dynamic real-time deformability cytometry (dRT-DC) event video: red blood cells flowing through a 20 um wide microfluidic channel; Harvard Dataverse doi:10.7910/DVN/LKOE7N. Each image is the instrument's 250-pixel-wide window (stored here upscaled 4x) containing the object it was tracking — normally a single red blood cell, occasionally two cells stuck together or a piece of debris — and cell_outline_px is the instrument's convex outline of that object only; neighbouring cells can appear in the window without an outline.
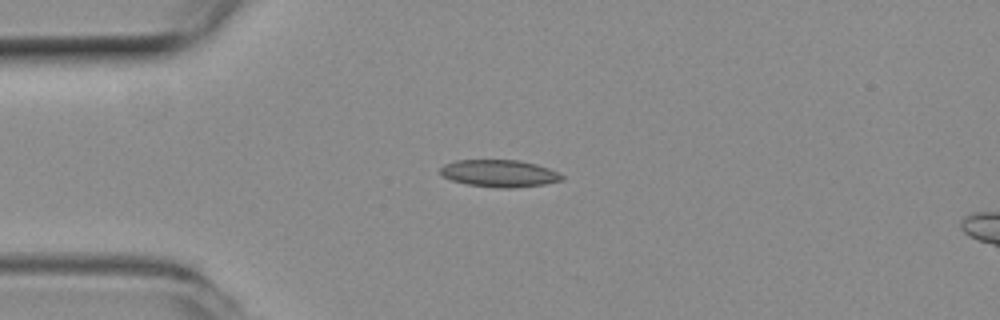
{"species": "common noctule bat (a hibernating species)", "species_latin": "Nyctalus noctula", "temperature_condition": "room temperature", "stored_images_in_passage": 41, "camera_frame_rate_fps": 3000, "um_per_image_px": 0.085, "animal": {"sex": "female", "body_mass_g": 19.3, "forearm_length_mm": 54.1}, "frame": {"image": 1, "passage_image": 1, "time_ms": 0.0, "image_size_px": [1000, 320], "cell_outline_px": [[564, 180], [544, 184], [512, 188], [496, 188], [468, 184], [452, 180], [440, 176], [440, 168], [444, 164], [456, 160], [520, 160], [536, 164], [548, 168], [564, 176]], "centroid_in_image_um": [42.42, 14.74], "position_along_channel_um": 42.6, "area_um2": 19.31}}
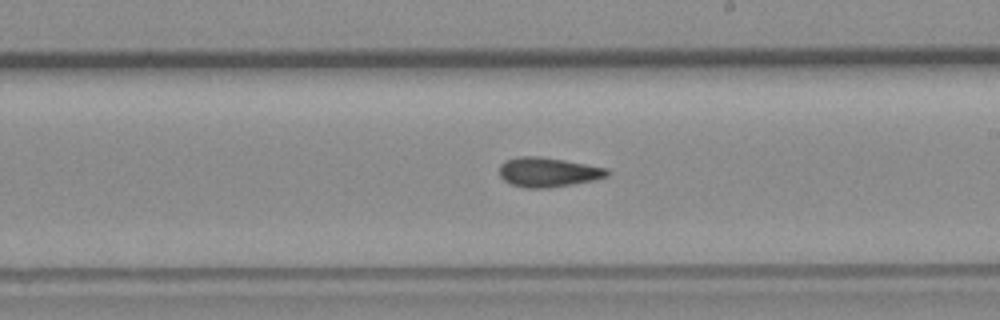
{"frame": {"image": 2, "passage_image": 18, "time_ms": 5.667, "image_size_px": [1000, 320], "cell_outline_px": [[608, 176], [596, 180], [548, 188], [524, 188], [512, 184], [504, 180], [500, 176], [500, 164], [504, 160], [520, 156], [540, 156], [564, 160], [608, 168]], "centroid_in_image_um": [46.58, 14.63], "position_along_channel_um": 242.4, "area_um2": 18.61}}
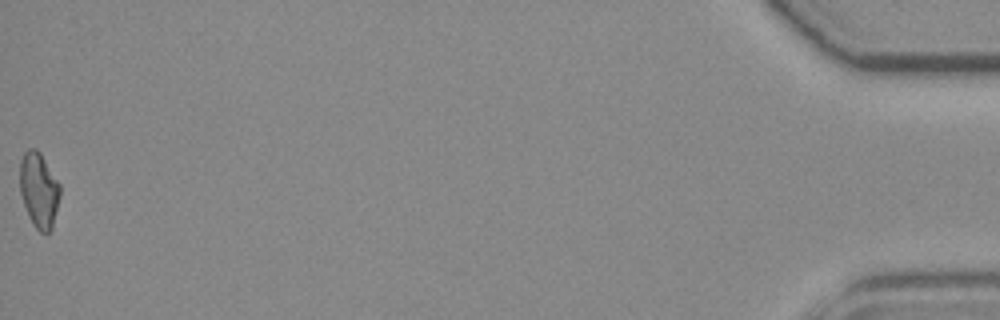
{"frame": {"image": 3, "passage_image": 41, "time_ms": 13.333, "image_size_px": [1000, 320], "cell_outline_px": [[60, 196], [52, 228], [48, 232], [40, 232], [32, 224], [28, 216], [20, 192], [20, 160], [24, 152], [28, 148], [36, 148], [40, 152], [60, 184]], "centroid_in_image_um": [3.3, 16.14], "position_along_channel_um": 431.9, "area_um2": 17.63}, "authors_computed_cell_mechanics": {"area_um2": 17.8602, "velocity_mm_per_s": 3.8876, "shape_relaxation_time_tau1_ms": null, "shape_relaxation_time_tau2_ms": 4.1733, "deformation_change_tau1": null, "deformation_change_tau2": 0.1241}}